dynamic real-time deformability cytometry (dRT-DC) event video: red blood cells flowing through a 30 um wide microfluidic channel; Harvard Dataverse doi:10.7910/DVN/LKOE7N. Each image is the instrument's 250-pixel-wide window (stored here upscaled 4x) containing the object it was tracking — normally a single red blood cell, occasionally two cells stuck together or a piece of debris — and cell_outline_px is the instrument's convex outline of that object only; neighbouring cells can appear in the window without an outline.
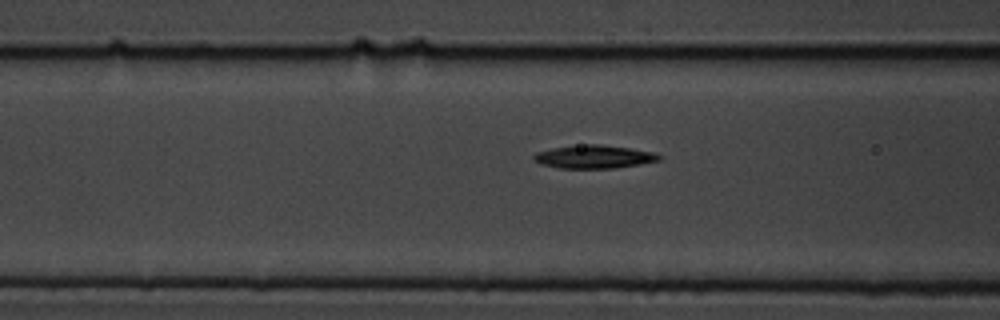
{"species": "common noctule bat (a hibernating species)", "species_latin": "Nyctalus noctula", "temperature_condition": "cold", "stored_images_in_passage": 17, "camera_frame_rate_fps": 3000, "um_per_image_px": 0.085, "animal": {"sex": "male", "body_mass_g": 19.5, "forearm_length_mm": 54.6}, "frame": {"image": 1, "passage_image": 15, "time_ms": 4.667, "image_size_px": [1000, 320], "cell_outline_px": [[664, 156], [660, 160], [640, 164], [616, 168], [560, 168], [540, 164], [532, 160], [532, 156], [536, 152], [552, 148], [588, 144], [600, 144], [656, 152]], "centroid_in_image_um": [50.5, 13.33], "position_along_channel_um": 116.1, "area_um2": 17.05}}